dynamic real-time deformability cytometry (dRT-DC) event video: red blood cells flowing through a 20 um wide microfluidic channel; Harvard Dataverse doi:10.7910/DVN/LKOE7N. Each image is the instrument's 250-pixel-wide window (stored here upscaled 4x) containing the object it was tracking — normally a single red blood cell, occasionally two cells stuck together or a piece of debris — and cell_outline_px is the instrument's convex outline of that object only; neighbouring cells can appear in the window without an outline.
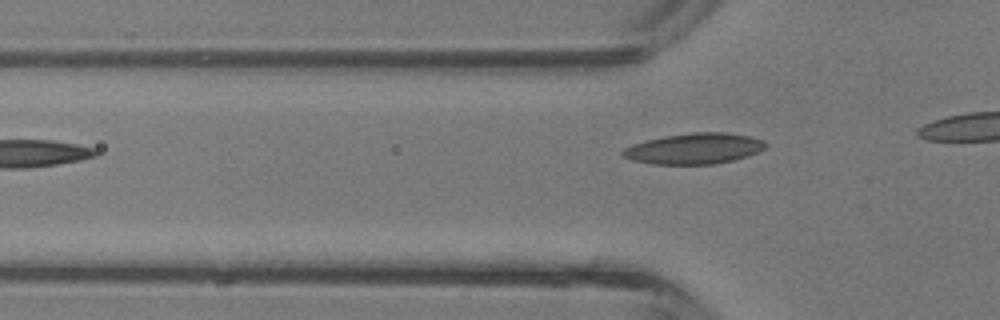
{"species": "common noctule bat (a hibernating species)", "species_latin": "Nyctalus noctula", "temperature_condition": "room temperature", "stored_images_in_passage": 3, "camera_frame_rate_fps": 3000, "um_per_image_px": 0.085, "animal": {"sex": "male", "body_mass_g": 13.3}, "frame": {"image": 1, "passage_image": 2, "time_ms": 0.333, "image_size_px": [1000, 320], "cell_outline_px": [[768, 144], [764, 148], [748, 156], [732, 160], [712, 164], [652, 164], [632, 160], [624, 156], [620, 152], [624, 148], [632, 144], [664, 136], [692, 132], [728, 132], [748, 136], [764, 140]], "centroid_in_image_um": [59.01, 12.62], "position_along_channel_um": 66.8, "area_um2": 25.55}}